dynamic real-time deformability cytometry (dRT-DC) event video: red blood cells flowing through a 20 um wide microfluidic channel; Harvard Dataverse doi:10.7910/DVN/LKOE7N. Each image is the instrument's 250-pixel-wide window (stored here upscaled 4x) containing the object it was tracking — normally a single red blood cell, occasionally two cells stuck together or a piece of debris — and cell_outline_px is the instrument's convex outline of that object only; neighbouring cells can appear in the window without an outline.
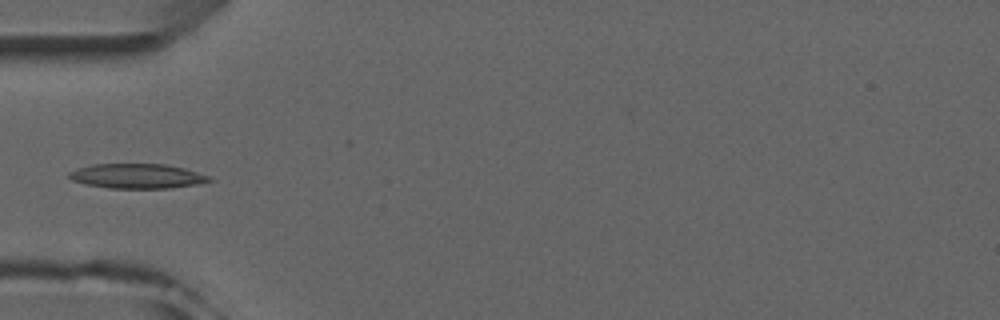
{"species": "common noctule bat (a hibernating species)", "species_latin": "Nyctalus noctula", "temperature_condition": "room temperature", "stored_images_in_passage": 5, "camera_frame_rate_fps": 3000, "um_per_image_px": 0.085, "animal": {"sex": "male", "forearm_length_mm": 52.5}, "frame": {"image": 1, "passage_image": 4, "time_ms": 3.667, "image_size_px": [1000, 320], "cell_outline_px": [[212, 180], [196, 184], [172, 188], [108, 188], [88, 184], [72, 180], [68, 176], [68, 172], [76, 168], [92, 164], [164, 164], [184, 168], [208, 176]], "centroid_in_image_um": [11.61, 14.96], "position_along_channel_um": 73.4, "area_um2": 20.0}}
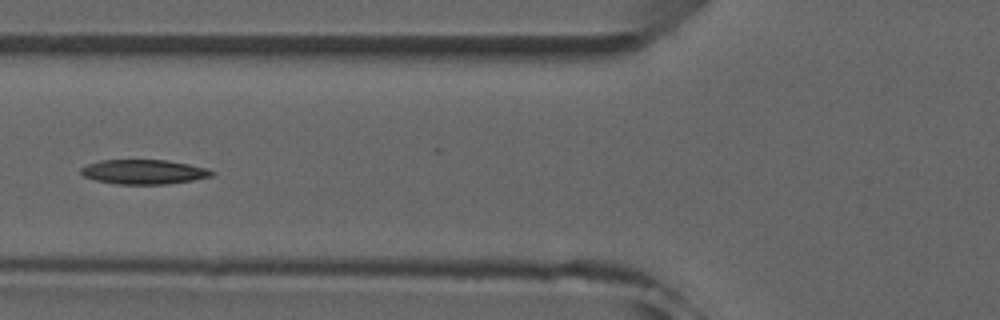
{"frame": {"image": 2, "passage_image": 5, "time_ms": 4.667, "image_size_px": [1000, 320], "cell_outline_px": [[216, 172], [212, 176], [192, 180], [168, 184], [116, 184], [96, 180], [84, 176], [80, 172], [80, 168], [88, 164], [100, 160], [164, 160], [188, 164], [204, 168]], "centroid_in_image_um": [12.2, 14.61], "position_along_channel_um": 113.6, "area_um2": 18.55}}